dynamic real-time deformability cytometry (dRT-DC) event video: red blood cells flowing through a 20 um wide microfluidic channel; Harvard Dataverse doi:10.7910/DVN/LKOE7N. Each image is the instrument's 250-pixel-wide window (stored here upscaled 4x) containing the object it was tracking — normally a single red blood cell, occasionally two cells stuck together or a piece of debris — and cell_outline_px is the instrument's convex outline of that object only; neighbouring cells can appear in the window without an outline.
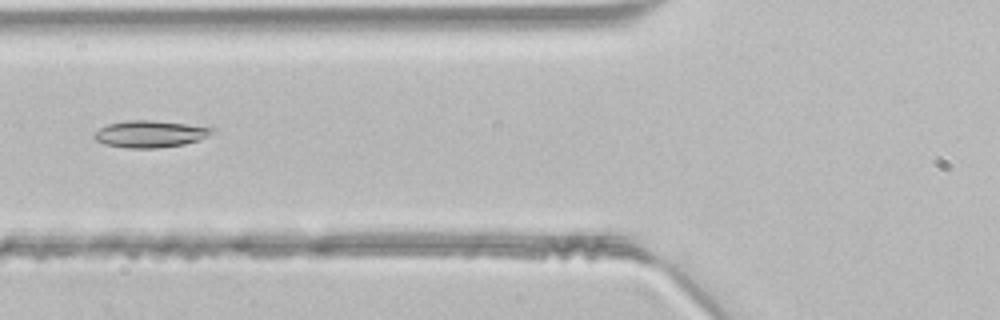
{"species": "common noctule bat (a hibernating species)", "species_latin": "Nyctalus noctula", "temperature_condition": "room temperature", "stored_images_in_passage": 46, "camera_frame_rate_fps": 3000, "um_per_image_px": 0.085, "animal": {"sex": "male", "body_mass_g": 21.5, "forearm_length_mm": 52.0}, "frame": {"image": 1, "passage_image": 17, "time_ms": 5.333, "image_size_px": [1000, 320], "cell_outline_px": [[216, 128], [208, 136], [184, 144], [156, 148], [128, 148], [104, 144], [96, 140], [92, 136], [100, 128], [108, 124], [128, 120], [152, 120]], "centroid_in_image_um": [12.72, 11.39], "position_along_channel_um": 113.1, "area_um2": 18.21}}
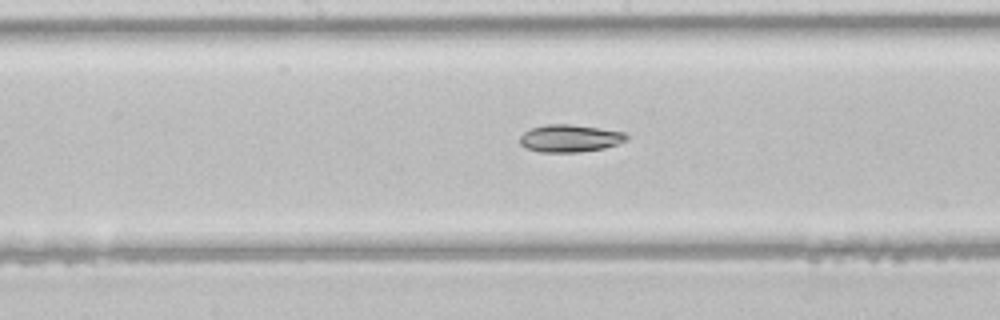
{"frame": {"image": 2, "passage_image": 23, "time_ms": 7.333, "image_size_px": [1000, 320], "cell_outline_px": [[628, 140], [604, 148], [580, 152], [540, 152], [528, 148], [520, 144], [520, 136], [524, 132], [532, 128], [544, 124], [568, 124], [624, 132], [628, 136]], "centroid_in_image_um": [48.43, 11.76], "position_along_channel_um": 199.8, "area_um2": 16.88}}
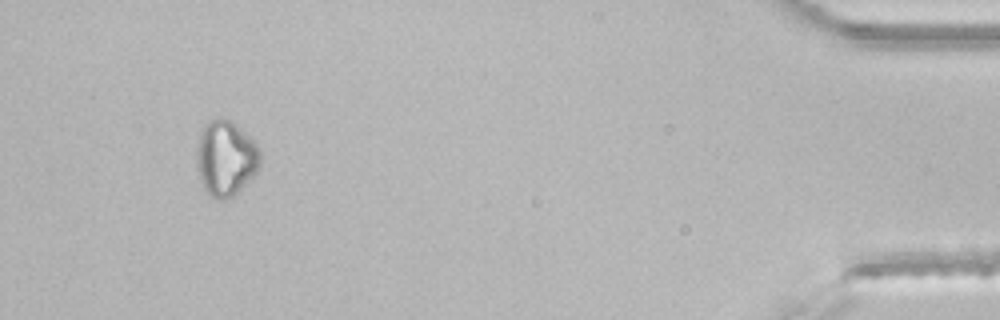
{"frame": {"image": 3, "passage_image": 43, "time_ms": 14.0, "image_size_px": [1000, 320], "cell_outline_px": [[260, 164], [256, 172], [232, 196], [224, 200], [220, 200], [212, 196], [204, 188], [200, 180], [196, 168], [196, 144], [200, 132], [204, 124], [208, 120], [216, 116], [220, 116], [236, 124], [256, 144], [260, 152]], "centroid_in_image_um": [19.13, 13.4], "position_along_channel_um": 416.1, "area_um2": 27.98}}